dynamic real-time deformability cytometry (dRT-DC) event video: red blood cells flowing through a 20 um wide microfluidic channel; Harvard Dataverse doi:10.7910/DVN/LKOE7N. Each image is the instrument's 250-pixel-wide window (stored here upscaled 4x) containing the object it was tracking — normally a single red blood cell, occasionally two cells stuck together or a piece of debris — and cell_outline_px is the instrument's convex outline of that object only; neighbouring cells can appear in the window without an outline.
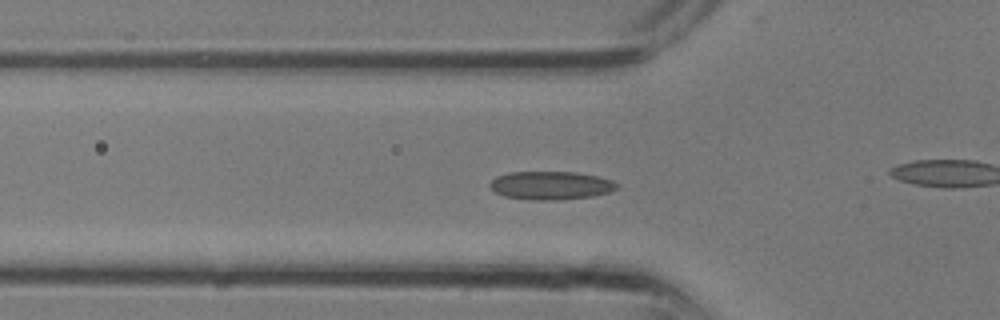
{"species": "common noctule bat (a hibernating species)", "species_latin": "Nyctalus noctula", "temperature_condition": "room temperature", "stored_images_in_passage": 21, "camera_frame_rate_fps": 3000, "um_per_image_px": 0.085, "animal": {"sex": "male", "body_mass_g": 13.3}, "frame": {"image": 1, "passage_image": 10, "time_ms": 3.0, "image_size_px": [1000, 320], "cell_outline_px": [[620, 184], [616, 188], [608, 192], [592, 196], [556, 200], [528, 200], [504, 196], [496, 192], [488, 184], [496, 176], [508, 172], [576, 172], [596, 176], [612, 180]], "centroid_in_image_um": [46.8, 15.76], "position_along_channel_um": 79.0, "area_um2": 20.92}}
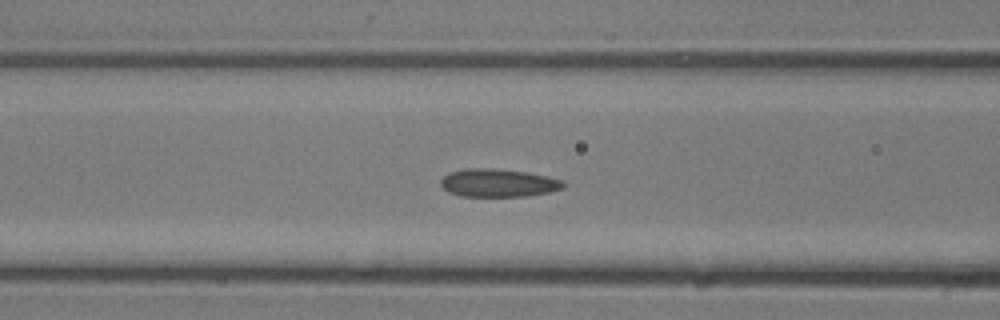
{"frame": {"image": 2, "passage_image": 12, "time_ms": 3.667, "image_size_px": [1000, 320], "cell_outline_px": [[568, 184], [564, 188], [548, 192], [528, 196], [460, 196], [448, 192], [440, 184], [440, 180], [448, 172], [468, 168], [492, 168], [528, 172], [548, 176], [564, 180]], "centroid_in_image_um": [42.39, 15.54], "position_along_channel_um": 124.2, "area_um2": 20.29}}
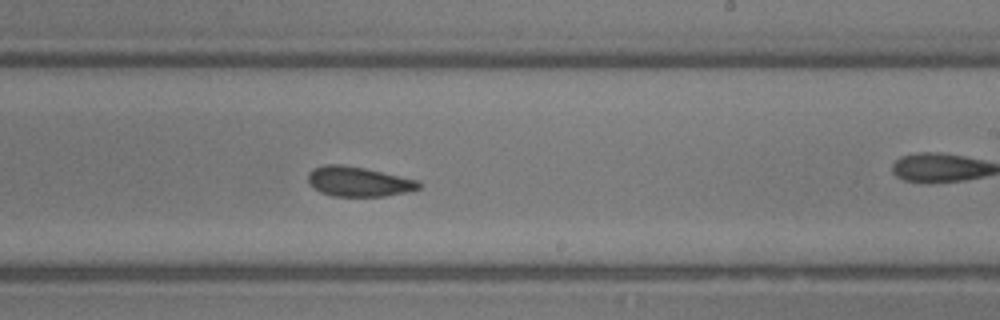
{"frame": {"image": 3, "passage_image": 18, "time_ms": 5.667, "image_size_px": [1000, 320], "cell_outline_px": [[420, 188], [408, 192], [384, 196], [332, 196], [320, 192], [312, 188], [308, 184], [308, 172], [312, 168], [324, 164], [340, 164], [364, 168], [416, 180], [420, 184]], "centroid_in_image_um": [30.39, 15.44], "position_along_channel_um": 258.6, "area_um2": 19.25}}